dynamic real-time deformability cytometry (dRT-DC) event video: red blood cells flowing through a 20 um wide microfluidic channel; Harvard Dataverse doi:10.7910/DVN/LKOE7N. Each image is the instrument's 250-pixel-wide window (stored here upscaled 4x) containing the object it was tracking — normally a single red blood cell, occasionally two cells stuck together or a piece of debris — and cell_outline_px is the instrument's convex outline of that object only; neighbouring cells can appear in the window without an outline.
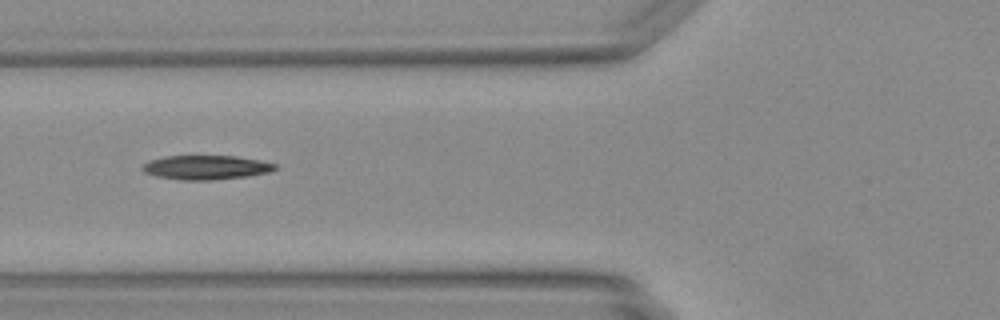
{"species": "Egyptian fruit bat (a non-hibernating species)", "species_latin": "Rousettus aegyptiacus", "temperature_condition": "warm", "stored_images_in_passage": 32, "camera_frame_rate_fps": 3000, "um_per_image_px": 0.085, "animal": {"sex": "female"}, "frame": {"image": 1, "passage_image": 5, "time_ms": 1.333, "image_size_px": [1000, 320], "cell_outline_px": [[276, 168], [268, 172], [248, 176], [212, 180], [180, 180], [156, 176], [144, 172], [140, 168], [148, 160], [164, 156], [236, 156], [260, 160], [276, 164]], "centroid_in_image_um": [17.47, 14.23], "position_along_channel_um": 108.3, "area_um2": 18.73}}